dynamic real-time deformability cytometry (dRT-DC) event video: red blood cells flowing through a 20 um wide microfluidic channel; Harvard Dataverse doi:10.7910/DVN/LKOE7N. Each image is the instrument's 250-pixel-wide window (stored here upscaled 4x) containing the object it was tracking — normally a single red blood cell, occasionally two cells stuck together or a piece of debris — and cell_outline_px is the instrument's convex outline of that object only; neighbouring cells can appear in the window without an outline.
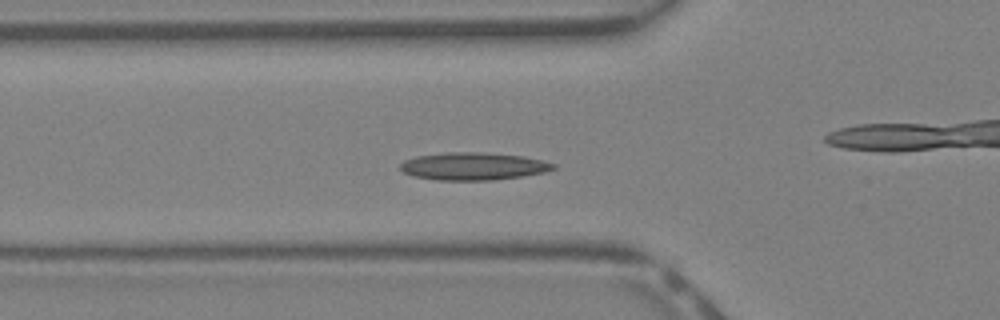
{"species": "Egyptian fruit bat (a non-hibernating species)", "species_latin": "Rousettus aegyptiacus", "temperature_condition": "warm", "stored_images_in_passage": 36, "camera_frame_rate_fps": 3000, "um_per_image_px": 0.085, "animal": {"sex": "female"}, "frame": {"image": 1, "passage_image": 8, "time_ms": 2.333, "image_size_px": [1000, 320], "cell_outline_px": [[556, 168], [544, 172], [524, 176], [492, 180], [436, 180], [412, 176], [404, 172], [400, 168], [400, 164], [404, 160], [416, 156], [448, 152], [484, 152], [524, 156], [556, 164]], "centroid_in_image_um": [40.22, 14.13], "position_along_channel_um": 85.6, "area_um2": 24.68}}
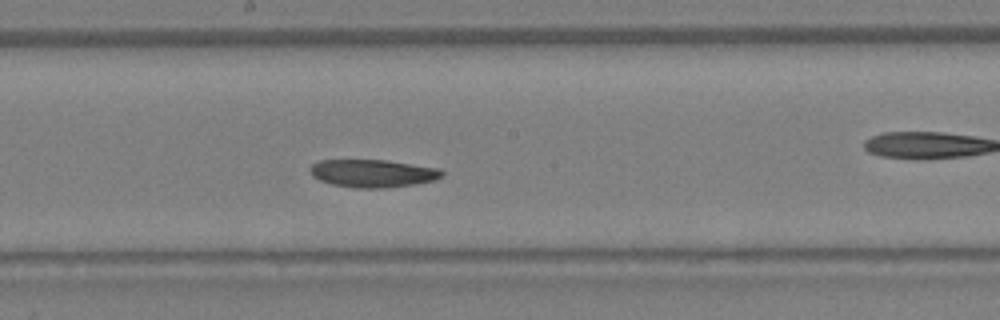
{"frame": {"image": 2, "passage_image": 16, "time_ms": 5.0, "image_size_px": [1000, 320], "cell_outline_px": [[444, 176], [436, 180], [416, 184], [380, 188], [356, 188], [332, 184], [320, 180], [312, 176], [308, 168], [312, 164], [320, 160], [388, 160], [440, 168], [444, 172]], "centroid_in_image_um": [31.71, 14.73], "position_along_channel_um": 216.5, "area_um2": 21.56}}
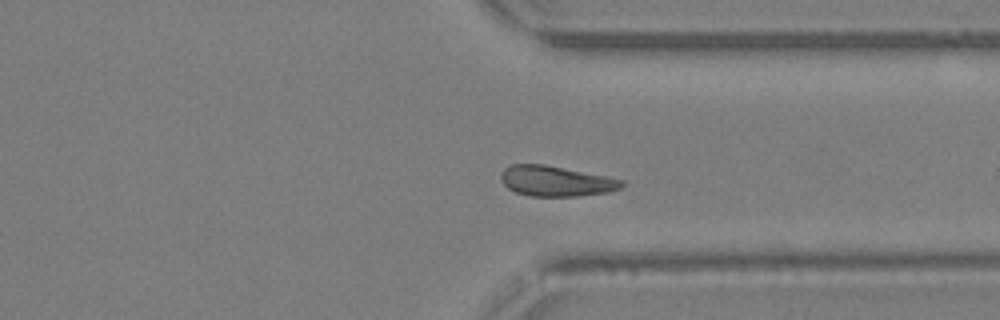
{"frame": {"image": 3, "passage_image": 25, "time_ms": 8.0, "image_size_px": [1000, 320], "cell_outline_px": [[624, 184], [620, 188], [608, 192], [576, 196], [532, 196], [516, 192], [508, 188], [500, 180], [500, 172], [508, 164], [544, 164], [608, 176], [624, 180]], "centroid_in_image_um": [47.23, 15.38], "position_along_channel_um": 364.2, "area_um2": 21.5}, "authors_computed_cell_mechanics": {"area_um2": 22.3397, "velocity_mm_per_s": 4.908, "shape_relaxation_time_tau1_ms": 7.6533, "shape_relaxation_time_tau2_ms": null, "deformation_change_tau1": 0.1814, "deformation_change_tau2": null}}